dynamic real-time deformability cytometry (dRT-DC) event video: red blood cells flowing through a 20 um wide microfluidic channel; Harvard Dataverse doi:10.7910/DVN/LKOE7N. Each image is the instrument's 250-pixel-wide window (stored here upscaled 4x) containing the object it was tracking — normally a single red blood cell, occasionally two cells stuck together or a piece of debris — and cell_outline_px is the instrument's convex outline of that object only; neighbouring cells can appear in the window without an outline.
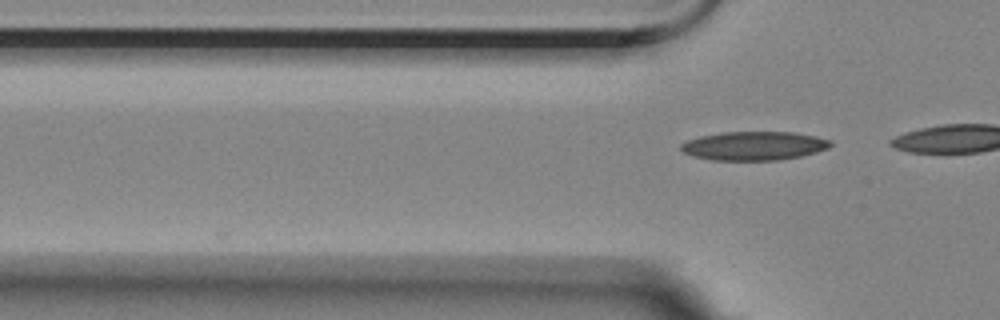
{"species": "Egyptian fruit bat (a non-hibernating species)", "species_latin": "Rousettus aegyptiacus", "temperature_condition": "room temperature", "stored_images_in_passage": 8, "camera_frame_rate_fps": 3000, "um_per_image_px": 0.085, "animal": {"sex": "female"}, "frame": {"image": 1, "passage_image": 8, "time_ms": 2.333, "image_size_px": [1000, 320], "cell_outline_px": [[832, 144], [828, 148], [816, 152], [800, 156], [780, 160], [712, 160], [692, 156], [684, 152], [680, 148], [680, 144], [684, 140], [700, 136], [720, 132], [792, 132], [816, 136], [832, 140]], "centroid_in_image_um": [64.06, 12.39], "position_along_channel_um": 61.7, "area_um2": 25.26}}